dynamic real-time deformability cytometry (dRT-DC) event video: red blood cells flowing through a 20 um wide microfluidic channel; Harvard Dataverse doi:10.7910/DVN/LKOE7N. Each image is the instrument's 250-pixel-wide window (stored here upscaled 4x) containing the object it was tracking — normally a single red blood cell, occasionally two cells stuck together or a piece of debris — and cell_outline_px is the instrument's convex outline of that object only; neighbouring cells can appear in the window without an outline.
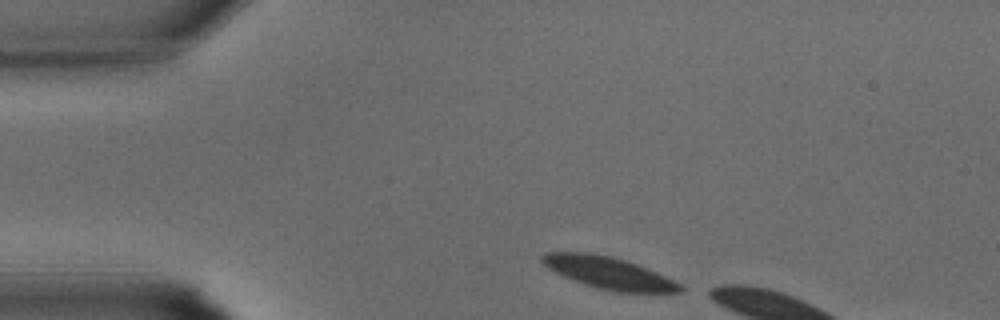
{"species": "common noctule bat (a hibernating species)", "species_latin": "Nyctalus noctula", "temperature_condition": "warm", "stored_images_in_passage": 4, "camera_frame_rate_fps": 3000, "um_per_image_px": 0.085, "animal": {"sex": "male", "body_mass_g": 15.6}, "frame": {"image": 1, "passage_image": 1, "time_ms": 0.0, "image_size_px": [1000, 320], "cell_outline_px": [[684, 292], [616, 292], [596, 288], [584, 284], [564, 276], [548, 268], [540, 260], [540, 256], [544, 252], [588, 252], [612, 256], [648, 268], [680, 284], [684, 288]], "centroid_in_image_um": [51.71, 23.18], "position_along_channel_um": 33.3, "area_um2": 25.61}}